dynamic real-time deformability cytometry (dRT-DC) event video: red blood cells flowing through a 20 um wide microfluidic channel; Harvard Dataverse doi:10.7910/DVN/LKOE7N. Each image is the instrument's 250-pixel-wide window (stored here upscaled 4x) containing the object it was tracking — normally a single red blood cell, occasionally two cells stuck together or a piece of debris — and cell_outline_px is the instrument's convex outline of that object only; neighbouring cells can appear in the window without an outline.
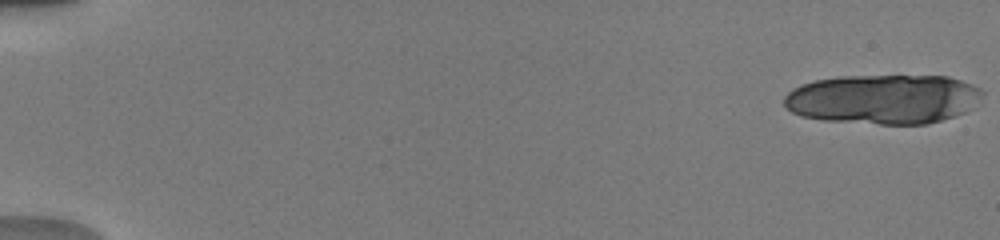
{"species": "human", "species_latin": "Homo sapiens", "temperature_condition": "warm", "stored_images_in_passage": 28, "camera_frame_rate_fps": 3000, "um_per_image_px": 0.085, "donor": {"sex": "male"}, "frame": {"image": 1, "passage_image": 1, "time_ms": 0.0, "image_size_px": [1000, 240], "cell_outline_px": [[984, 96], [972, 108], [956, 116], [928, 124], [880, 124], [824, 120], [800, 116], [792, 112], [784, 104], [784, 96], [792, 88], [800, 84], [816, 80], [840, 76], [948, 76], [960, 80], [980, 88], [984, 92]], "centroid_in_image_um": [75.09, 8.43], "position_along_channel_um": 9.9, "area_um2": 57.63}}